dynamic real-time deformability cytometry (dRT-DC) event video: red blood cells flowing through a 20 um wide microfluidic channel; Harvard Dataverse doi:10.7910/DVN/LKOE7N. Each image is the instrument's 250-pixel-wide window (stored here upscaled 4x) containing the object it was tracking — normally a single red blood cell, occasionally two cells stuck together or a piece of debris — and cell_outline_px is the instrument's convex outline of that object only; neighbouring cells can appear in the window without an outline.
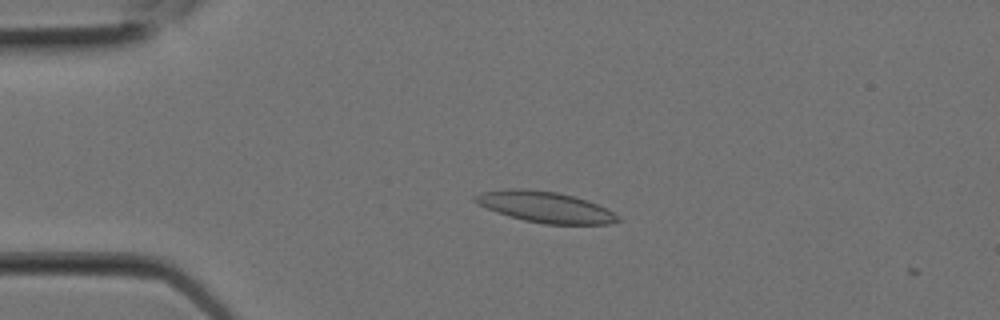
{"species": "Egyptian fruit bat (a non-hibernating species)", "species_latin": "Rousettus aegyptiacus", "temperature_condition": "room temperature", "stored_images_in_passage": 2, "camera_frame_rate_fps": 3000, "um_per_image_px": 0.085, "animal": {"sex": "female"}, "frame": {"image": 1, "passage_image": 1, "time_ms": 0.0, "image_size_px": [1000, 320], "cell_outline_px": [[620, 220], [608, 224], [544, 224], [524, 220], [508, 216], [496, 212], [472, 200], [472, 196], [480, 192], [508, 188], [524, 188], [556, 192], [588, 200], [620, 216]], "centroid_in_image_um": [46.3, 17.59], "position_along_channel_um": 38.7, "area_um2": 25.66}}